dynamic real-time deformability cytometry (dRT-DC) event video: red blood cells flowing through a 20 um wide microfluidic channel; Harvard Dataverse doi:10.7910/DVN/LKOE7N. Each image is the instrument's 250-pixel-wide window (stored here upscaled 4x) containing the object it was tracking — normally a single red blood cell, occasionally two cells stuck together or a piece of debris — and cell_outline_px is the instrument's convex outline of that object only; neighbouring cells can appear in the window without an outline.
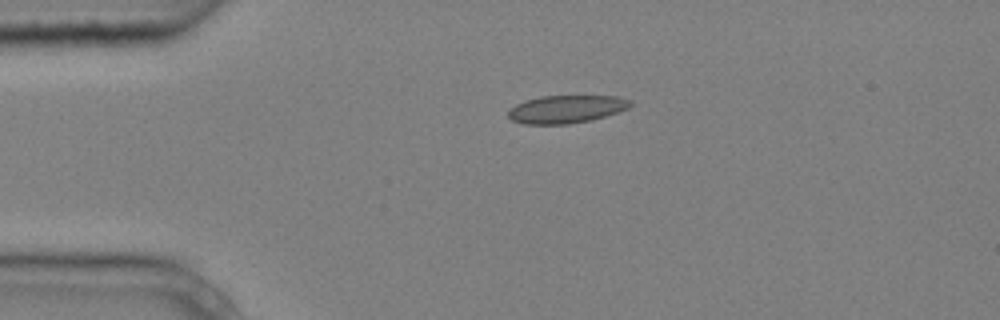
{"species": "common noctule bat (a hibernating species)", "species_latin": "Nyctalus noctula", "temperature_condition": "cold", "stored_images_in_passage": 2, "camera_frame_rate_fps": 3000, "um_per_image_px": 0.085, "animal": {"sex": "male", "body_mass_g": 20.4}, "frame": {"image": 1, "passage_image": 1, "time_ms": 0.0, "image_size_px": [1000, 320], "cell_outline_px": [[632, 104], [628, 108], [592, 120], [568, 124], [524, 124], [512, 120], [508, 116], [508, 108], [524, 100], [540, 96], [616, 96], [632, 100]], "centroid_in_image_um": [48.1, 9.27], "position_along_channel_um": 36.9, "area_um2": 19.88}}